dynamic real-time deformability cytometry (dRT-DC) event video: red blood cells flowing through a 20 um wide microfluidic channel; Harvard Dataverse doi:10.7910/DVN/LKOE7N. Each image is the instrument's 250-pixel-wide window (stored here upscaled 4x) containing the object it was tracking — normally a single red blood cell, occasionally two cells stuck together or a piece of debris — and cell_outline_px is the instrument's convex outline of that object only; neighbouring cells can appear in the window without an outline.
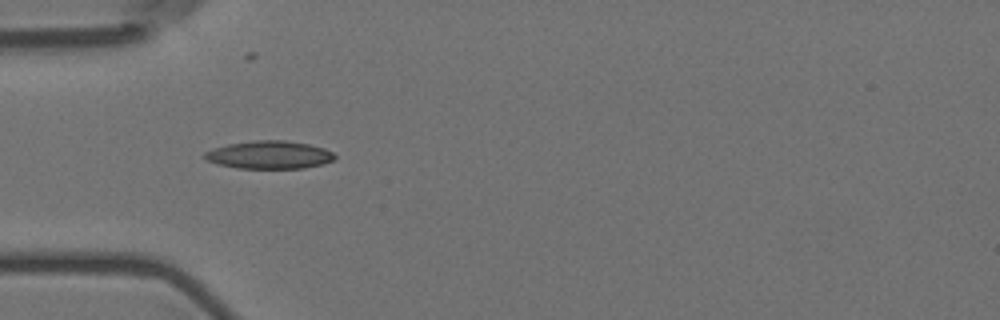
{"species": "Egyptian fruit bat (a non-hibernating species)", "species_latin": "Rousettus aegyptiacus", "temperature_condition": "room temperature", "stored_images_in_passage": 4, "camera_frame_rate_fps": 3000, "um_per_image_px": 0.085, "animal": {"sex": "female"}, "frame": {"image": 1, "passage_image": 1, "time_ms": 0.0, "image_size_px": [1000, 320], "cell_outline_px": [[336, 156], [332, 160], [324, 164], [304, 168], [236, 168], [216, 164], [208, 160], [204, 156], [204, 152], [212, 148], [228, 144], [256, 140], [284, 140], [308, 144], [324, 148], [332, 152]], "centroid_in_image_um": [22.88, 13.16], "position_along_channel_um": 62.1, "area_um2": 21.15}}
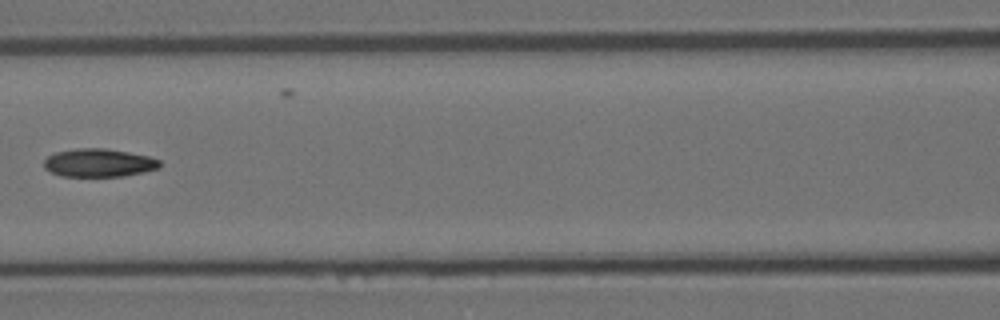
{"frame": {"image": 2, "passage_image": 3, "time_ms": 0.667, "image_size_px": [1000, 320], "cell_outline_px": [[160, 168], [144, 172], [124, 176], [60, 176], [44, 168], [44, 160], [48, 156], [56, 152], [76, 148], [104, 148], [128, 152], [148, 156], [160, 160]], "centroid_in_image_um": [8.4, 13.84], "position_along_channel_um": 158.2, "area_um2": 19.02}}
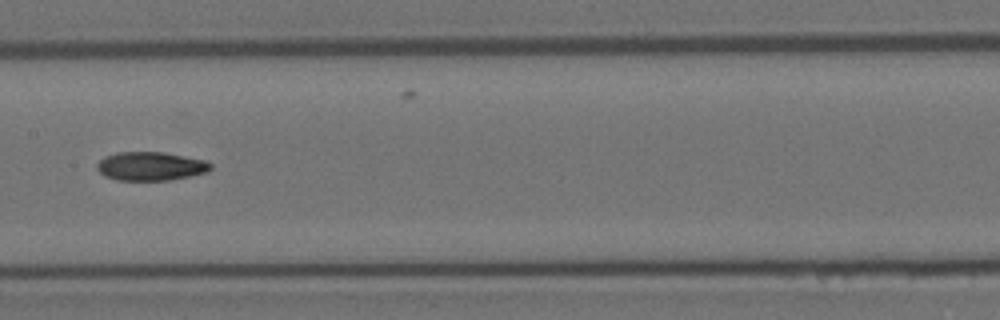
{"frame": {"image": 3, "passage_image": 4, "time_ms": 1.0, "image_size_px": [1000, 320], "cell_outline_px": [[212, 168], [208, 172], [168, 180], [116, 180], [104, 176], [96, 168], [96, 164], [104, 156], [116, 152], [164, 152], [204, 160], [212, 164]], "centroid_in_image_um": [12.77, 14.12], "position_along_channel_um": 194.6, "area_um2": 19.02}}